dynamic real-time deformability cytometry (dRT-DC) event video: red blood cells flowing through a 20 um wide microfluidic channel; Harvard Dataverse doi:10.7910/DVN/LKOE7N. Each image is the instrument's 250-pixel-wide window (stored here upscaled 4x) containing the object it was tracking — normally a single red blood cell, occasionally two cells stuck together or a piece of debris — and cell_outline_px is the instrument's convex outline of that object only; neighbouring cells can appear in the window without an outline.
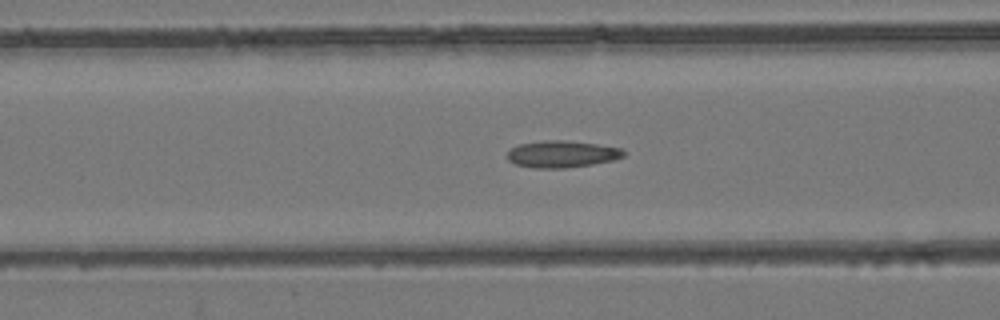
{"species": "common noctule bat (a hibernating species)", "species_latin": "Nyctalus noctula", "temperature_condition": "room temperature", "stored_images_in_passage": 55, "camera_frame_rate_fps": 3000, "um_per_image_px": 0.085, "animal": {"sex": "female", "body_mass_g": 24.6, "forearm_length_mm": 56.2}, "frame": {"image": 1, "passage_image": 23, "time_ms": 7.333, "image_size_px": [1000, 320], "cell_outline_px": [[624, 156], [612, 160], [592, 164], [564, 168], [532, 168], [516, 164], [508, 160], [508, 152], [512, 148], [520, 144], [544, 140], [564, 140], [596, 144], [620, 148], [624, 152]], "centroid_in_image_um": [47.74, 13.1], "position_along_channel_um": 118.9, "area_um2": 17.98}}
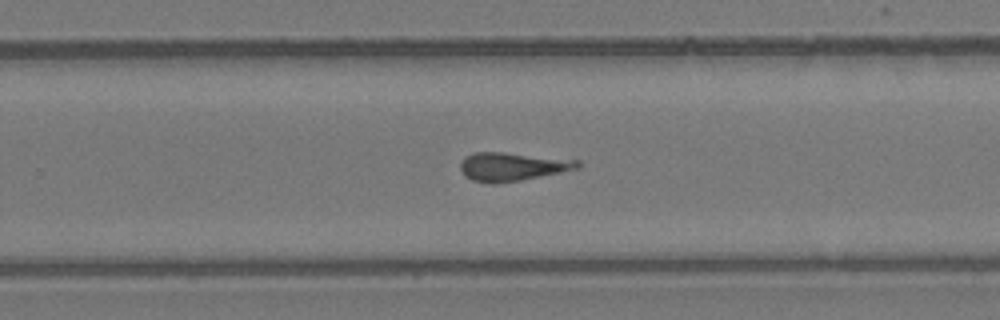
{"frame": {"image": 2, "passage_image": 36, "time_ms": 11.667, "image_size_px": [1000, 320], "cell_outline_px": [[580, 168], [520, 180], [492, 184], [472, 180], [464, 176], [460, 168], [460, 164], [472, 152], [504, 152], [580, 160]], "centroid_in_image_um": [43.54, 14.16], "position_along_channel_um": 286.3, "area_um2": 19.31}}
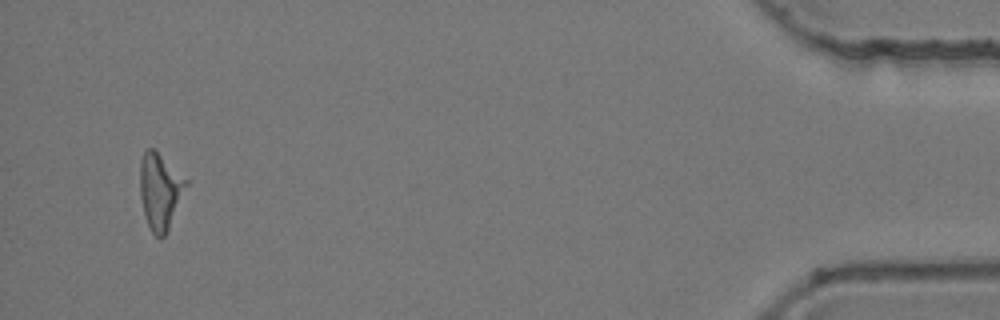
{"frame": {"image": 3, "passage_image": 53, "time_ms": 17.333, "image_size_px": [1000, 320], "cell_outline_px": [[188, 184], [168, 228], [164, 236], [160, 240], [152, 232], [144, 216], [140, 196], [140, 164], [144, 152], [148, 148], [152, 148], [188, 180]], "centroid_in_image_um": [13.59, 16.26], "position_along_channel_um": 421.6, "area_um2": 20.06}}